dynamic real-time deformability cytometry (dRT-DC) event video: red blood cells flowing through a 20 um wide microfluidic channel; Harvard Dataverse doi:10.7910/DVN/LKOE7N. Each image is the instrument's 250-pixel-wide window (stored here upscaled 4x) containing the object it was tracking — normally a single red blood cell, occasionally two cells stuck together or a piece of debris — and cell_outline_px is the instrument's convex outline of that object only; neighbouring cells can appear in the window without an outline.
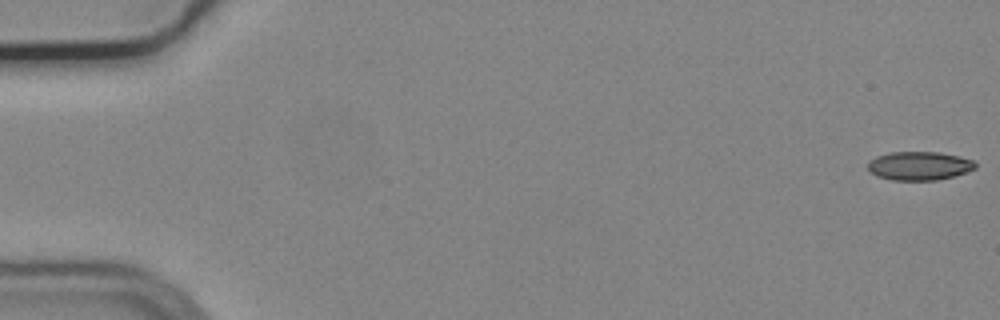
{"species": "common noctule bat (a hibernating species)", "species_latin": "Nyctalus noctula", "temperature_condition": "cold", "stored_images_in_passage": 7, "camera_frame_rate_fps": 3000, "um_per_image_px": 0.085, "animal": {"sex": "male", "body_mass_g": 19.2, "forearm_length_mm": 51.8}, "frame": {"image": 1, "passage_image": 1, "time_ms": 0.0, "image_size_px": [1000, 320], "cell_outline_px": [[976, 168], [968, 172], [936, 180], [892, 180], [876, 176], [868, 168], [868, 160], [876, 156], [888, 152], [940, 152], [960, 156], [972, 160], [976, 164]], "centroid_in_image_um": [78.13, 14.09], "position_along_channel_um": 6.9, "area_um2": 18.03}}